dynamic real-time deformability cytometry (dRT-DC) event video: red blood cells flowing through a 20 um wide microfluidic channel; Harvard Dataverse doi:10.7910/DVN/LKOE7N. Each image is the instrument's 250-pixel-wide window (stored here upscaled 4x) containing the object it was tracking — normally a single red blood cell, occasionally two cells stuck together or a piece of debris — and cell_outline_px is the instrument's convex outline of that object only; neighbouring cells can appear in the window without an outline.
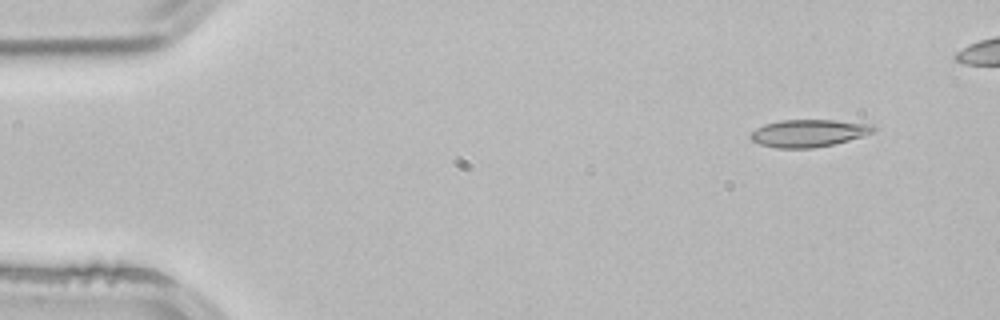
{"species": "common noctule bat (a hibernating species)", "species_latin": "Nyctalus noctula", "temperature_condition": "room temperature", "stored_images_in_passage": 4, "camera_frame_rate_fps": 3000, "um_per_image_px": 0.085, "animal": {"sex": "male", "body_mass_g": 21.5, "forearm_length_mm": 52.0}, "frame": {"image": 1, "passage_image": 1, "time_ms": 0.0, "image_size_px": [1000, 320], "cell_outline_px": [[876, 128], [872, 132], [836, 144], [812, 148], [776, 148], [760, 144], [752, 140], [748, 136], [756, 128], [764, 124], [780, 120], [832, 120], [872, 124]], "centroid_in_image_um": [68.69, 11.32], "position_along_channel_um": 16.3, "area_um2": 19.54}}